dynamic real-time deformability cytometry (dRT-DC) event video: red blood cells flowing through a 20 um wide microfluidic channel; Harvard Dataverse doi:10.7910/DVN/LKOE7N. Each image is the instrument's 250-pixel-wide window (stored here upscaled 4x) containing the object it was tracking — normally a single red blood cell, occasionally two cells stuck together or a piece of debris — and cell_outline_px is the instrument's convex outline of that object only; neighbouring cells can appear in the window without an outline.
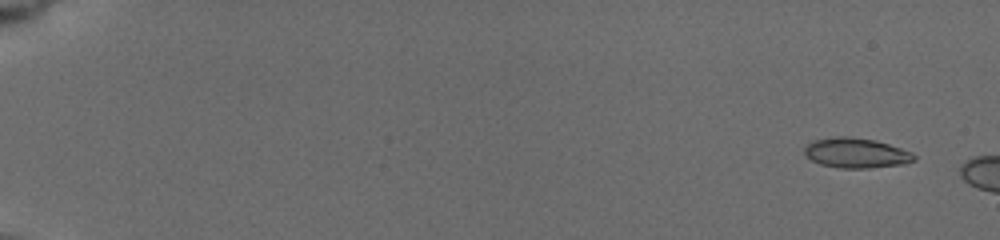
{"species": "common noctule bat (a hibernating species)", "species_latin": "Nyctalus noctula", "temperature_condition": "cold", "stored_images_in_passage": 15, "camera_frame_rate_fps": 3000, "um_per_image_px": 0.085, "animal": {"sex": "female", "body_mass_g": 19.5, "forearm_length_mm": 54.1}, "frame": {"image": 1, "passage_image": 3, "time_ms": 1.0, "image_size_px": [1000, 240], "cell_outline_px": [[916, 160], [904, 164], [868, 168], [840, 168], [820, 164], [804, 156], [804, 148], [812, 140], [836, 136], [848, 136], [876, 140], [912, 152], [916, 156]], "centroid_in_image_um": [72.76, 13.0], "position_along_channel_um": 12.2, "area_um2": 19.31}}
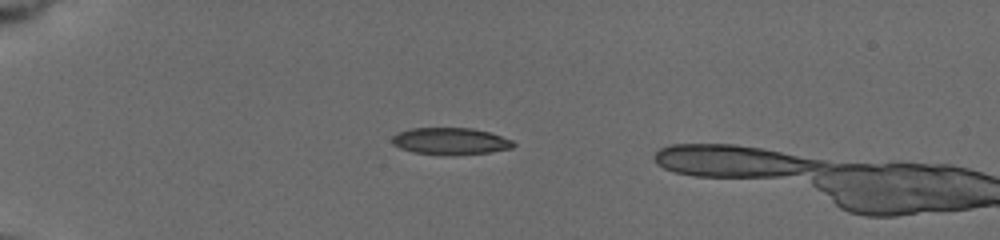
{"frame": {"image": 2, "passage_image": 14, "time_ms": 5.667, "image_size_px": [1000, 240], "cell_outline_px": [[516, 144], [512, 148], [488, 152], [412, 152], [400, 148], [392, 144], [392, 136], [396, 132], [408, 128], [472, 128], [488, 132], [512, 140]], "centroid_in_image_um": [38.23, 11.94], "position_along_channel_um": 46.8, "area_um2": 18.09}}